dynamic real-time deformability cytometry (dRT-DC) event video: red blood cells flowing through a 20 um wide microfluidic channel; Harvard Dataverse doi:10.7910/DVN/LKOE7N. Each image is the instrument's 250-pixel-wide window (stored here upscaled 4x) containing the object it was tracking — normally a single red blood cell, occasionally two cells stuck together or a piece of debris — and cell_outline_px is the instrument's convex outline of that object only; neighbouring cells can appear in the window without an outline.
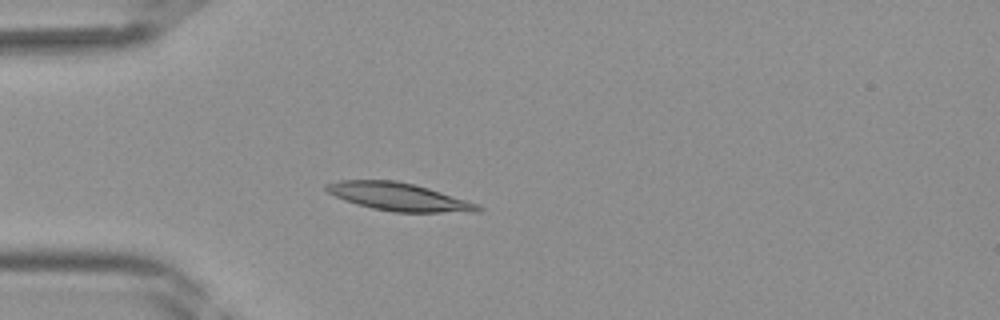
{"species": "Egyptian fruit bat (a non-hibernating species)", "species_latin": "Rousettus aegyptiacus", "temperature_condition": "room temperature", "stored_images_in_passage": 32, "camera_frame_rate_fps": 3000, "um_per_image_px": 0.085, "frame": {"image": 1, "passage_image": 5, "time_ms": 1.333, "image_size_px": [1000, 320], "cell_outline_px": [[484, 208], [480, 212], [392, 212], [372, 208], [356, 204], [344, 200], [328, 192], [324, 188], [324, 184], [340, 180], [396, 180], [428, 188], [480, 204]], "centroid_in_image_um": [33.91, 16.73], "position_along_channel_um": 51.1, "area_um2": 24.68}}
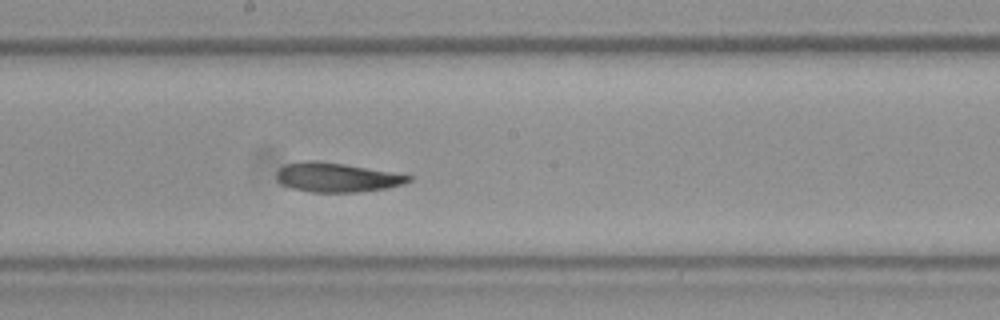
{"frame": {"image": 2, "passage_image": 16, "time_ms": 5.0, "image_size_px": [1000, 320], "cell_outline_px": [[412, 180], [404, 184], [388, 188], [360, 192], [312, 192], [292, 188], [280, 184], [276, 180], [276, 172], [284, 164], [304, 160], [316, 160], [344, 164], [412, 176]], "centroid_in_image_um": [28.58, 15.08], "position_along_channel_um": 219.6, "area_um2": 22.6}}
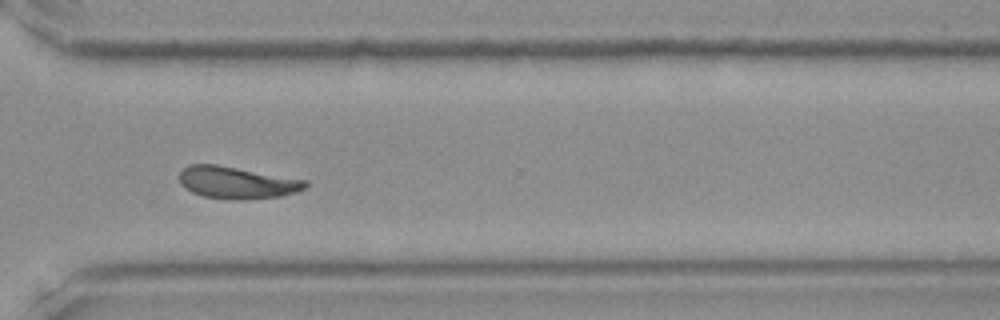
{"frame": {"image": 3, "passage_image": 24, "time_ms": 7.667, "image_size_px": [1000, 320], "cell_outline_px": [[308, 184], [304, 188], [296, 192], [280, 196], [240, 200], [232, 200], [204, 196], [192, 192], [184, 188], [180, 184], [180, 172], [188, 164], [216, 164], [308, 180]], "centroid_in_image_um": [20.12, 15.52], "position_along_channel_um": 350.5, "area_um2": 23.58}}